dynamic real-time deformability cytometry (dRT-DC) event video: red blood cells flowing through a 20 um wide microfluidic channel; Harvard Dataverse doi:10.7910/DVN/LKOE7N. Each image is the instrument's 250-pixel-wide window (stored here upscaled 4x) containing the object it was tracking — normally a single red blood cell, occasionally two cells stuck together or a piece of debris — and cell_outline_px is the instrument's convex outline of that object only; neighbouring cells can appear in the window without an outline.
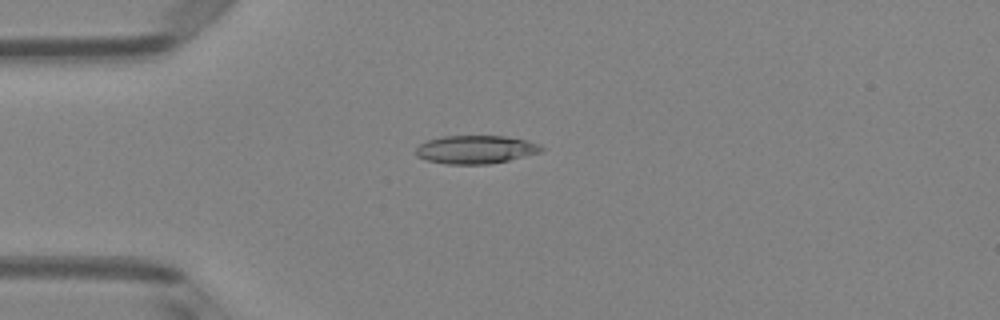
{"species": "Egyptian fruit bat (a non-hibernating species)", "species_latin": "Rousettus aegyptiacus", "temperature_condition": "room temperature", "stored_images_in_passage": 4, "camera_frame_rate_fps": 3000, "um_per_image_px": 0.085, "animal": {"sex": "female"}, "frame": {"image": 1, "passage_image": 4, "time_ms": 1.0, "image_size_px": [1000, 320], "cell_outline_px": [[544, 148], [540, 152], [508, 160], [488, 164], [448, 164], [424, 160], [416, 156], [416, 148], [420, 144], [428, 140], [444, 136], [508, 136], [528, 140]], "centroid_in_image_um": [40.4, 12.71], "position_along_channel_um": 44.6, "area_um2": 20.58}}